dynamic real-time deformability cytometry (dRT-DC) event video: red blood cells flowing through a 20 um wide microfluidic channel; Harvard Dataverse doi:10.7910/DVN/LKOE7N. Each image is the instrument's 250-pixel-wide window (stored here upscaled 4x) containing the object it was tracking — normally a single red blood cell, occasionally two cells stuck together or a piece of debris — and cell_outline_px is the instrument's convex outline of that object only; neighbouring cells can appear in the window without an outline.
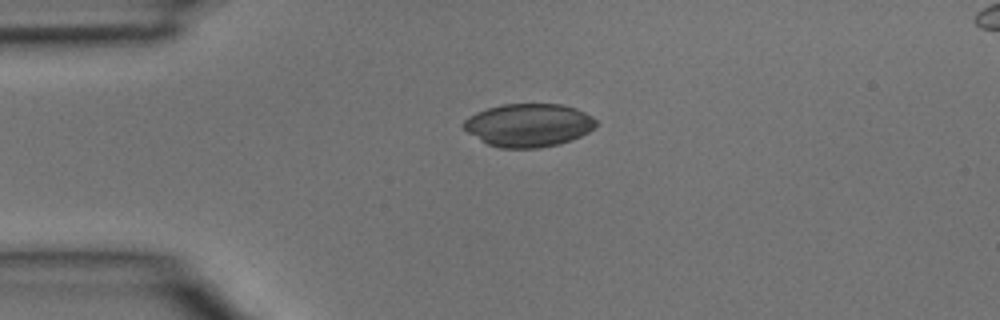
{"species": "common noctule bat (a hibernating species)", "species_latin": "Nyctalus noctula", "temperature_condition": "room temperature", "stored_images_in_passage": 2, "camera_frame_rate_fps": 3000, "um_per_image_px": 0.085, "animal": {"sex": "male", "body_mass_g": 15.6}, "frame": {"image": 1, "passage_image": 1, "time_ms": 0.0, "image_size_px": [1000, 320], "cell_outline_px": [[600, 124], [596, 128], [572, 140], [560, 144], [540, 148], [500, 148], [488, 144], [468, 132], [460, 124], [468, 116], [476, 112], [488, 108], [504, 104], [560, 104], [576, 108], [592, 116]], "centroid_in_image_um": [44.96, 10.64], "position_along_channel_um": 40.0, "area_um2": 33.52}}